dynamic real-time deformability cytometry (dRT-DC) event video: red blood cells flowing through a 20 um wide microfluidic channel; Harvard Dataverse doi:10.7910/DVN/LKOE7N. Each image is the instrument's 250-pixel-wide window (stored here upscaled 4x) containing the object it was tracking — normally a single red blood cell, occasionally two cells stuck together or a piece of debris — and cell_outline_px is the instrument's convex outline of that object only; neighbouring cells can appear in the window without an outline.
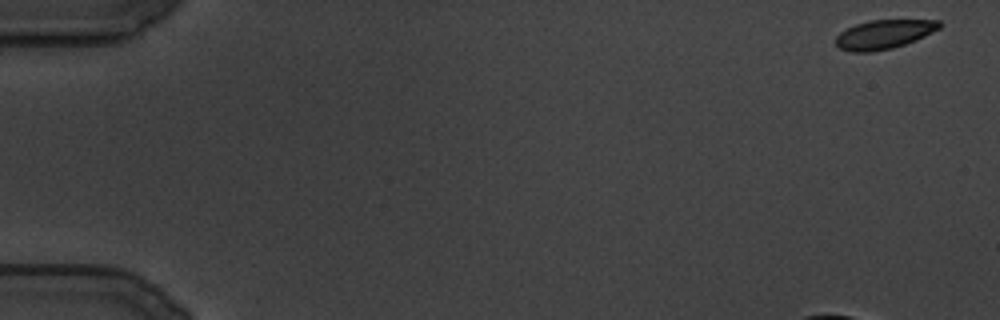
{"species": "common noctule bat (a hibernating species)", "species_latin": "Nyctalus noctula", "temperature_condition": "cold", "stored_images_in_passage": 44, "camera_frame_rate_fps": 3000, "um_per_image_px": 0.085, "animal": {"sex": "male", "body_mass_g": 19.5, "forearm_length_mm": 54.6}, "frame": {"image": 1, "passage_image": 1, "time_ms": 0.0, "image_size_px": [1000, 320], "cell_outline_px": [[944, 24], [940, 28], [916, 40], [892, 48], [872, 52], [852, 52], [840, 48], [836, 44], [836, 36], [840, 32], [856, 24], [872, 20], [940, 20]], "centroid_in_image_um": [75.16, 2.92], "position_along_channel_um": 9.8, "area_um2": 17.46}}